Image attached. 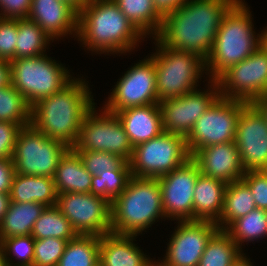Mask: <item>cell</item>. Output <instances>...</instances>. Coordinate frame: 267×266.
I'll use <instances>...</instances> for the list:
<instances>
[{"instance_id": "cell-1", "label": "cell", "mask_w": 267, "mask_h": 266, "mask_svg": "<svg viewBox=\"0 0 267 266\" xmlns=\"http://www.w3.org/2000/svg\"><path fill=\"white\" fill-rule=\"evenodd\" d=\"M238 0H187L163 18L155 36L164 46L208 57L221 21Z\"/></svg>"}, {"instance_id": "cell-2", "label": "cell", "mask_w": 267, "mask_h": 266, "mask_svg": "<svg viewBox=\"0 0 267 266\" xmlns=\"http://www.w3.org/2000/svg\"><path fill=\"white\" fill-rule=\"evenodd\" d=\"M88 83L74 78L60 91L39 100L31 109V124L45 136L70 148L76 143L87 113L95 106Z\"/></svg>"}, {"instance_id": "cell-3", "label": "cell", "mask_w": 267, "mask_h": 266, "mask_svg": "<svg viewBox=\"0 0 267 266\" xmlns=\"http://www.w3.org/2000/svg\"><path fill=\"white\" fill-rule=\"evenodd\" d=\"M144 35L113 0H89L78 12V41L98 54L127 53Z\"/></svg>"}, {"instance_id": "cell-4", "label": "cell", "mask_w": 267, "mask_h": 266, "mask_svg": "<svg viewBox=\"0 0 267 266\" xmlns=\"http://www.w3.org/2000/svg\"><path fill=\"white\" fill-rule=\"evenodd\" d=\"M246 6V3L238 0L221 21L212 49L205 59V73L210 74V81H215L224 71L246 59L261 45V34L256 35L253 30L251 12Z\"/></svg>"}, {"instance_id": "cell-5", "label": "cell", "mask_w": 267, "mask_h": 266, "mask_svg": "<svg viewBox=\"0 0 267 266\" xmlns=\"http://www.w3.org/2000/svg\"><path fill=\"white\" fill-rule=\"evenodd\" d=\"M161 217L166 218L158 179L131 176L111 202V233L138 236Z\"/></svg>"}, {"instance_id": "cell-6", "label": "cell", "mask_w": 267, "mask_h": 266, "mask_svg": "<svg viewBox=\"0 0 267 266\" xmlns=\"http://www.w3.org/2000/svg\"><path fill=\"white\" fill-rule=\"evenodd\" d=\"M156 52L150 57L156 69L158 101L183 96L195 91L198 79L206 71L205 60L198 54L164 46L156 37Z\"/></svg>"}, {"instance_id": "cell-7", "label": "cell", "mask_w": 267, "mask_h": 266, "mask_svg": "<svg viewBox=\"0 0 267 266\" xmlns=\"http://www.w3.org/2000/svg\"><path fill=\"white\" fill-rule=\"evenodd\" d=\"M11 84L32 107L44 97L60 91L71 80L69 70L46 54L10 61Z\"/></svg>"}, {"instance_id": "cell-8", "label": "cell", "mask_w": 267, "mask_h": 266, "mask_svg": "<svg viewBox=\"0 0 267 266\" xmlns=\"http://www.w3.org/2000/svg\"><path fill=\"white\" fill-rule=\"evenodd\" d=\"M68 145L38 131L32 124L22 127L14 146L15 173L53 178Z\"/></svg>"}, {"instance_id": "cell-9", "label": "cell", "mask_w": 267, "mask_h": 266, "mask_svg": "<svg viewBox=\"0 0 267 266\" xmlns=\"http://www.w3.org/2000/svg\"><path fill=\"white\" fill-rule=\"evenodd\" d=\"M189 155L184 136L163 131L159 136L133 147L131 175L158 178L182 166Z\"/></svg>"}, {"instance_id": "cell-10", "label": "cell", "mask_w": 267, "mask_h": 266, "mask_svg": "<svg viewBox=\"0 0 267 266\" xmlns=\"http://www.w3.org/2000/svg\"><path fill=\"white\" fill-rule=\"evenodd\" d=\"M248 104L219 96L185 138L189 155L203 147L234 141L238 118Z\"/></svg>"}, {"instance_id": "cell-11", "label": "cell", "mask_w": 267, "mask_h": 266, "mask_svg": "<svg viewBox=\"0 0 267 266\" xmlns=\"http://www.w3.org/2000/svg\"><path fill=\"white\" fill-rule=\"evenodd\" d=\"M97 113L95 106L84 118L76 143L71 147L74 151H103L112 153L129 162L133 146L116 114L104 107ZM98 114V115H97Z\"/></svg>"}, {"instance_id": "cell-12", "label": "cell", "mask_w": 267, "mask_h": 266, "mask_svg": "<svg viewBox=\"0 0 267 266\" xmlns=\"http://www.w3.org/2000/svg\"><path fill=\"white\" fill-rule=\"evenodd\" d=\"M215 81L221 97L252 103L267 94V51L260 45L250 56L228 68Z\"/></svg>"}, {"instance_id": "cell-13", "label": "cell", "mask_w": 267, "mask_h": 266, "mask_svg": "<svg viewBox=\"0 0 267 266\" xmlns=\"http://www.w3.org/2000/svg\"><path fill=\"white\" fill-rule=\"evenodd\" d=\"M56 207L80 235L111 233V202L92 193L57 194Z\"/></svg>"}, {"instance_id": "cell-14", "label": "cell", "mask_w": 267, "mask_h": 266, "mask_svg": "<svg viewBox=\"0 0 267 266\" xmlns=\"http://www.w3.org/2000/svg\"><path fill=\"white\" fill-rule=\"evenodd\" d=\"M159 103L155 64L154 60L148 57L140 60L122 75L104 108L115 114L127 108Z\"/></svg>"}, {"instance_id": "cell-15", "label": "cell", "mask_w": 267, "mask_h": 266, "mask_svg": "<svg viewBox=\"0 0 267 266\" xmlns=\"http://www.w3.org/2000/svg\"><path fill=\"white\" fill-rule=\"evenodd\" d=\"M208 83L210 87L206 91L200 92L196 89L159 103L162 128L165 132L179 134L185 138L188 136L196 121L220 96L217 82L209 80Z\"/></svg>"}, {"instance_id": "cell-16", "label": "cell", "mask_w": 267, "mask_h": 266, "mask_svg": "<svg viewBox=\"0 0 267 266\" xmlns=\"http://www.w3.org/2000/svg\"><path fill=\"white\" fill-rule=\"evenodd\" d=\"M200 174L198 165L189 158L182 166L157 178L166 218L193 220L194 187Z\"/></svg>"}, {"instance_id": "cell-17", "label": "cell", "mask_w": 267, "mask_h": 266, "mask_svg": "<svg viewBox=\"0 0 267 266\" xmlns=\"http://www.w3.org/2000/svg\"><path fill=\"white\" fill-rule=\"evenodd\" d=\"M234 143L245 171L267 170V121L252 103L241 111Z\"/></svg>"}, {"instance_id": "cell-18", "label": "cell", "mask_w": 267, "mask_h": 266, "mask_svg": "<svg viewBox=\"0 0 267 266\" xmlns=\"http://www.w3.org/2000/svg\"><path fill=\"white\" fill-rule=\"evenodd\" d=\"M177 223L160 263L164 266H198L208 240L218 230L217 224L200 220Z\"/></svg>"}, {"instance_id": "cell-19", "label": "cell", "mask_w": 267, "mask_h": 266, "mask_svg": "<svg viewBox=\"0 0 267 266\" xmlns=\"http://www.w3.org/2000/svg\"><path fill=\"white\" fill-rule=\"evenodd\" d=\"M201 174L225 182L241 180L246 172L234 141L203 147L191 155Z\"/></svg>"}, {"instance_id": "cell-20", "label": "cell", "mask_w": 267, "mask_h": 266, "mask_svg": "<svg viewBox=\"0 0 267 266\" xmlns=\"http://www.w3.org/2000/svg\"><path fill=\"white\" fill-rule=\"evenodd\" d=\"M27 18L35 21L52 42L68 33L77 37L78 12L62 0H32Z\"/></svg>"}, {"instance_id": "cell-21", "label": "cell", "mask_w": 267, "mask_h": 266, "mask_svg": "<svg viewBox=\"0 0 267 266\" xmlns=\"http://www.w3.org/2000/svg\"><path fill=\"white\" fill-rule=\"evenodd\" d=\"M115 114L133 147L159 136L164 131L159 104L127 108Z\"/></svg>"}, {"instance_id": "cell-22", "label": "cell", "mask_w": 267, "mask_h": 266, "mask_svg": "<svg viewBox=\"0 0 267 266\" xmlns=\"http://www.w3.org/2000/svg\"><path fill=\"white\" fill-rule=\"evenodd\" d=\"M136 236L108 233L100 236V266H152L153 261L133 241Z\"/></svg>"}, {"instance_id": "cell-23", "label": "cell", "mask_w": 267, "mask_h": 266, "mask_svg": "<svg viewBox=\"0 0 267 266\" xmlns=\"http://www.w3.org/2000/svg\"><path fill=\"white\" fill-rule=\"evenodd\" d=\"M227 184L200 174L194 187L193 220L217 223L223 209Z\"/></svg>"}, {"instance_id": "cell-24", "label": "cell", "mask_w": 267, "mask_h": 266, "mask_svg": "<svg viewBox=\"0 0 267 266\" xmlns=\"http://www.w3.org/2000/svg\"><path fill=\"white\" fill-rule=\"evenodd\" d=\"M92 175L86 170L80 156L70 148L60 159L54 174L57 194L90 193Z\"/></svg>"}, {"instance_id": "cell-25", "label": "cell", "mask_w": 267, "mask_h": 266, "mask_svg": "<svg viewBox=\"0 0 267 266\" xmlns=\"http://www.w3.org/2000/svg\"><path fill=\"white\" fill-rule=\"evenodd\" d=\"M9 195L10 202H39L46 207L56 206L57 203L54 179L45 176L15 173Z\"/></svg>"}, {"instance_id": "cell-26", "label": "cell", "mask_w": 267, "mask_h": 266, "mask_svg": "<svg viewBox=\"0 0 267 266\" xmlns=\"http://www.w3.org/2000/svg\"><path fill=\"white\" fill-rule=\"evenodd\" d=\"M46 206L39 202H10L0 223V238L30 235Z\"/></svg>"}, {"instance_id": "cell-27", "label": "cell", "mask_w": 267, "mask_h": 266, "mask_svg": "<svg viewBox=\"0 0 267 266\" xmlns=\"http://www.w3.org/2000/svg\"><path fill=\"white\" fill-rule=\"evenodd\" d=\"M255 208L252 192L242 179L227 184L221 217L216 223L218 229L224 230L231 222L247 215Z\"/></svg>"}, {"instance_id": "cell-28", "label": "cell", "mask_w": 267, "mask_h": 266, "mask_svg": "<svg viewBox=\"0 0 267 266\" xmlns=\"http://www.w3.org/2000/svg\"><path fill=\"white\" fill-rule=\"evenodd\" d=\"M120 11L145 36L155 37L162 26L163 17L155 9L152 0H113Z\"/></svg>"}, {"instance_id": "cell-29", "label": "cell", "mask_w": 267, "mask_h": 266, "mask_svg": "<svg viewBox=\"0 0 267 266\" xmlns=\"http://www.w3.org/2000/svg\"><path fill=\"white\" fill-rule=\"evenodd\" d=\"M100 236L80 235L67 242L57 266H98Z\"/></svg>"}, {"instance_id": "cell-30", "label": "cell", "mask_w": 267, "mask_h": 266, "mask_svg": "<svg viewBox=\"0 0 267 266\" xmlns=\"http://www.w3.org/2000/svg\"><path fill=\"white\" fill-rule=\"evenodd\" d=\"M224 231L242 250V243L267 237V210L255 208L231 222Z\"/></svg>"}, {"instance_id": "cell-31", "label": "cell", "mask_w": 267, "mask_h": 266, "mask_svg": "<svg viewBox=\"0 0 267 266\" xmlns=\"http://www.w3.org/2000/svg\"><path fill=\"white\" fill-rule=\"evenodd\" d=\"M241 252L234 240L218 229L208 240L198 266H231Z\"/></svg>"}, {"instance_id": "cell-32", "label": "cell", "mask_w": 267, "mask_h": 266, "mask_svg": "<svg viewBox=\"0 0 267 266\" xmlns=\"http://www.w3.org/2000/svg\"><path fill=\"white\" fill-rule=\"evenodd\" d=\"M16 59L44 55L52 39L28 18L17 19Z\"/></svg>"}, {"instance_id": "cell-33", "label": "cell", "mask_w": 267, "mask_h": 266, "mask_svg": "<svg viewBox=\"0 0 267 266\" xmlns=\"http://www.w3.org/2000/svg\"><path fill=\"white\" fill-rule=\"evenodd\" d=\"M31 235L34 239L59 238L74 239L78 234L69 220L56 207H46L35 221Z\"/></svg>"}, {"instance_id": "cell-34", "label": "cell", "mask_w": 267, "mask_h": 266, "mask_svg": "<svg viewBox=\"0 0 267 266\" xmlns=\"http://www.w3.org/2000/svg\"><path fill=\"white\" fill-rule=\"evenodd\" d=\"M131 176L130 164L124 161L117 169L93 176L90 193L112 202L125 190Z\"/></svg>"}, {"instance_id": "cell-35", "label": "cell", "mask_w": 267, "mask_h": 266, "mask_svg": "<svg viewBox=\"0 0 267 266\" xmlns=\"http://www.w3.org/2000/svg\"><path fill=\"white\" fill-rule=\"evenodd\" d=\"M31 109L12 84L0 88V121L17 123L21 127L31 125Z\"/></svg>"}, {"instance_id": "cell-36", "label": "cell", "mask_w": 267, "mask_h": 266, "mask_svg": "<svg viewBox=\"0 0 267 266\" xmlns=\"http://www.w3.org/2000/svg\"><path fill=\"white\" fill-rule=\"evenodd\" d=\"M34 244L35 239L31 234L0 238L2 262L16 266H33ZM12 255L19 260L17 263H12L15 262L11 259L14 258Z\"/></svg>"}, {"instance_id": "cell-37", "label": "cell", "mask_w": 267, "mask_h": 266, "mask_svg": "<svg viewBox=\"0 0 267 266\" xmlns=\"http://www.w3.org/2000/svg\"><path fill=\"white\" fill-rule=\"evenodd\" d=\"M67 242L52 237L35 239L33 266H57Z\"/></svg>"}, {"instance_id": "cell-38", "label": "cell", "mask_w": 267, "mask_h": 266, "mask_svg": "<svg viewBox=\"0 0 267 266\" xmlns=\"http://www.w3.org/2000/svg\"><path fill=\"white\" fill-rule=\"evenodd\" d=\"M84 167L92 175H101L105 171L117 169L124 160L117 155L103 151H75Z\"/></svg>"}, {"instance_id": "cell-39", "label": "cell", "mask_w": 267, "mask_h": 266, "mask_svg": "<svg viewBox=\"0 0 267 266\" xmlns=\"http://www.w3.org/2000/svg\"><path fill=\"white\" fill-rule=\"evenodd\" d=\"M17 19L0 18V60L16 59Z\"/></svg>"}, {"instance_id": "cell-40", "label": "cell", "mask_w": 267, "mask_h": 266, "mask_svg": "<svg viewBox=\"0 0 267 266\" xmlns=\"http://www.w3.org/2000/svg\"><path fill=\"white\" fill-rule=\"evenodd\" d=\"M242 180L250 188L256 208L267 210V170L246 171Z\"/></svg>"}, {"instance_id": "cell-41", "label": "cell", "mask_w": 267, "mask_h": 266, "mask_svg": "<svg viewBox=\"0 0 267 266\" xmlns=\"http://www.w3.org/2000/svg\"><path fill=\"white\" fill-rule=\"evenodd\" d=\"M21 128L17 123L0 121V159H12L17 135Z\"/></svg>"}, {"instance_id": "cell-42", "label": "cell", "mask_w": 267, "mask_h": 266, "mask_svg": "<svg viewBox=\"0 0 267 266\" xmlns=\"http://www.w3.org/2000/svg\"><path fill=\"white\" fill-rule=\"evenodd\" d=\"M32 0H0V18L23 19L27 18L31 9Z\"/></svg>"}, {"instance_id": "cell-43", "label": "cell", "mask_w": 267, "mask_h": 266, "mask_svg": "<svg viewBox=\"0 0 267 266\" xmlns=\"http://www.w3.org/2000/svg\"><path fill=\"white\" fill-rule=\"evenodd\" d=\"M14 175L12 159H0V193H10Z\"/></svg>"}, {"instance_id": "cell-44", "label": "cell", "mask_w": 267, "mask_h": 266, "mask_svg": "<svg viewBox=\"0 0 267 266\" xmlns=\"http://www.w3.org/2000/svg\"><path fill=\"white\" fill-rule=\"evenodd\" d=\"M155 9L164 18L169 13L182 6L187 0H152Z\"/></svg>"}, {"instance_id": "cell-45", "label": "cell", "mask_w": 267, "mask_h": 266, "mask_svg": "<svg viewBox=\"0 0 267 266\" xmlns=\"http://www.w3.org/2000/svg\"><path fill=\"white\" fill-rule=\"evenodd\" d=\"M11 84V66L10 62L0 60V88Z\"/></svg>"}, {"instance_id": "cell-46", "label": "cell", "mask_w": 267, "mask_h": 266, "mask_svg": "<svg viewBox=\"0 0 267 266\" xmlns=\"http://www.w3.org/2000/svg\"><path fill=\"white\" fill-rule=\"evenodd\" d=\"M252 104L262 113L267 121V94L254 100Z\"/></svg>"}, {"instance_id": "cell-47", "label": "cell", "mask_w": 267, "mask_h": 266, "mask_svg": "<svg viewBox=\"0 0 267 266\" xmlns=\"http://www.w3.org/2000/svg\"><path fill=\"white\" fill-rule=\"evenodd\" d=\"M10 204V195L7 193H0V223L3 219V216L8 210Z\"/></svg>"}, {"instance_id": "cell-48", "label": "cell", "mask_w": 267, "mask_h": 266, "mask_svg": "<svg viewBox=\"0 0 267 266\" xmlns=\"http://www.w3.org/2000/svg\"><path fill=\"white\" fill-rule=\"evenodd\" d=\"M79 12L89 0H62Z\"/></svg>"}, {"instance_id": "cell-49", "label": "cell", "mask_w": 267, "mask_h": 266, "mask_svg": "<svg viewBox=\"0 0 267 266\" xmlns=\"http://www.w3.org/2000/svg\"><path fill=\"white\" fill-rule=\"evenodd\" d=\"M246 254L240 255L231 266H253L249 258H246Z\"/></svg>"}, {"instance_id": "cell-50", "label": "cell", "mask_w": 267, "mask_h": 266, "mask_svg": "<svg viewBox=\"0 0 267 266\" xmlns=\"http://www.w3.org/2000/svg\"><path fill=\"white\" fill-rule=\"evenodd\" d=\"M261 32V46L267 51V27Z\"/></svg>"}, {"instance_id": "cell-51", "label": "cell", "mask_w": 267, "mask_h": 266, "mask_svg": "<svg viewBox=\"0 0 267 266\" xmlns=\"http://www.w3.org/2000/svg\"><path fill=\"white\" fill-rule=\"evenodd\" d=\"M152 266H164V265H162L160 262L153 261Z\"/></svg>"}, {"instance_id": "cell-52", "label": "cell", "mask_w": 267, "mask_h": 266, "mask_svg": "<svg viewBox=\"0 0 267 266\" xmlns=\"http://www.w3.org/2000/svg\"><path fill=\"white\" fill-rule=\"evenodd\" d=\"M0 266H16V265H9V264H6V263L2 262V263L0 264Z\"/></svg>"}, {"instance_id": "cell-53", "label": "cell", "mask_w": 267, "mask_h": 266, "mask_svg": "<svg viewBox=\"0 0 267 266\" xmlns=\"http://www.w3.org/2000/svg\"><path fill=\"white\" fill-rule=\"evenodd\" d=\"M2 263L1 248H0V264Z\"/></svg>"}]
</instances>
